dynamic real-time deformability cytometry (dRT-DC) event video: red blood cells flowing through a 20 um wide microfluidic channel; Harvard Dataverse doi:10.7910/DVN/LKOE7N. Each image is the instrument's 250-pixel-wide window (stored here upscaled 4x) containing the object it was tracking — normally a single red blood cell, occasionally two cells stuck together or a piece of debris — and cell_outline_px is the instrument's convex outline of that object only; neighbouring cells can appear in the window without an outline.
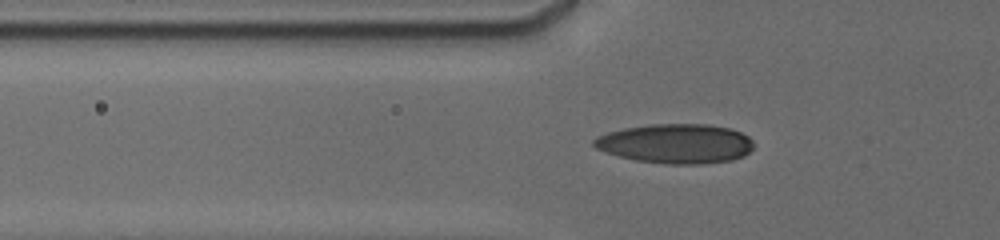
{"species": "human", "species_latin": "Homo sapiens", "temperature_condition": "cold", "stored_images_in_passage": 49, "camera_frame_rate_fps": 3000, "um_per_image_px": 0.085, "donor": {"sex": "male"}, "frame": {"image": 1, "passage_image": 7, "time_ms": 3.0, "image_size_px": [1000, 240], "cell_outline_px": [[752, 148], [744, 156], [732, 160], [700, 164], [668, 164], [636, 160], [604, 152], [596, 148], [592, 144], [592, 140], [596, 136], [608, 132], [624, 128], [652, 124], [708, 124], [728, 128], [740, 132], [748, 136], [752, 140]], "centroid_in_image_um": [57.42, 12.2], "position_along_channel_um": 68.4, "area_um2": 36.76}}
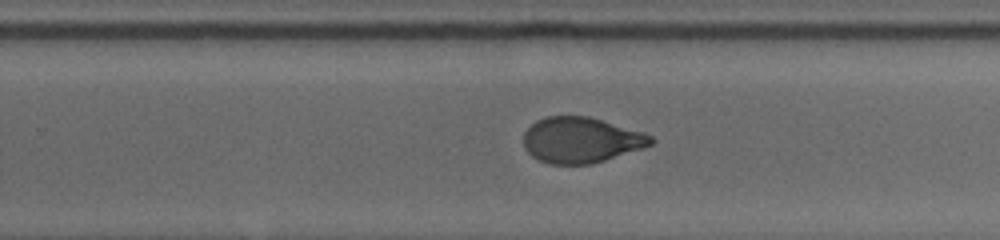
{"frame": {"image": 2, "passage_image": 20, "time_ms": 8.667, "image_size_px": [1000, 240], "cell_outline_px": [[656, 140], [652, 144], [644, 148], [592, 164], [548, 164], [532, 156], [524, 148], [524, 132], [536, 120], [548, 116], [588, 116], [644, 132], [652, 136]], "centroid_in_image_um": [49.41, 11.91], "position_along_channel_um": 280.4, "area_um2": 33.99}}
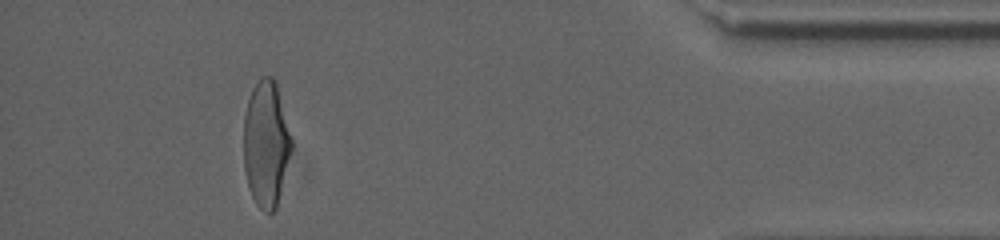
{"frame": {"image": 3, "passage_image": 42, "time_ms": 13.333, "image_size_px": [1000, 240], "cell_outline_px": [[292, 148], [276, 208], [272, 212], [264, 212], [256, 204], [248, 188], [244, 168], [244, 116], [248, 100], [252, 88], [260, 76], [272, 76], [276, 80], [292, 140]], "centroid_in_image_um": [22.61, 12.19], "position_along_channel_um": 412.6, "area_um2": 35.26}, "authors_computed_cell_mechanics": {"area_um2": 34.68, "velocity_mm_per_s": 3.7953, "shape_relaxation_time_tau1_ms": 6.2132, "shape_relaxation_time_tau2_ms": 0.9988, "deformation_change_tau1": 0.1921, "deformation_change_tau2": 0.0639}}